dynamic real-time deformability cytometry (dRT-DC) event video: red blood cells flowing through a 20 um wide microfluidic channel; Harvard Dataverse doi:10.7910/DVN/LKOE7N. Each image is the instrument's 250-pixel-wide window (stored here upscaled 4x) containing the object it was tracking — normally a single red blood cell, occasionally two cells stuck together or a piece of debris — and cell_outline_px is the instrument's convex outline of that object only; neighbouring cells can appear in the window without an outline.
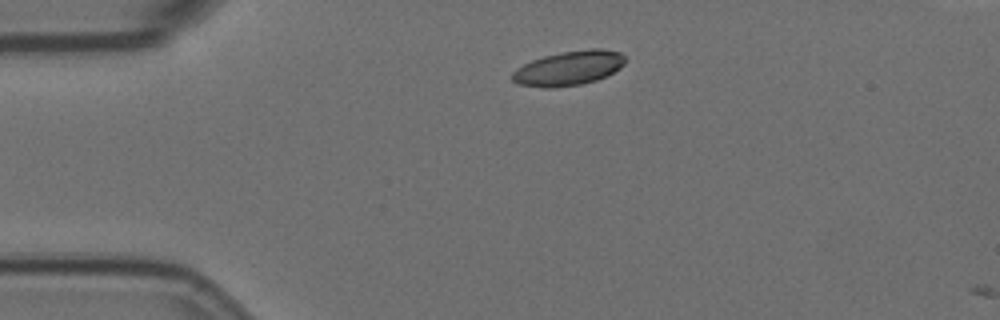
{"species": "Egyptian fruit bat (a non-hibernating species)", "species_latin": "Rousettus aegyptiacus", "temperature_condition": "room temperature", "stored_images_in_passage": 2, "camera_frame_rate_fps": 3000, "um_per_image_px": 0.085, "animal": {"sex": "female"}, "frame": {"image": 1, "passage_image": 1, "time_ms": 0.0, "image_size_px": [1000, 320], "cell_outline_px": [[624, 64], [620, 68], [608, 76], [596, 80], [580, 84], [548, 88], [544, 88], [516, 84], [512, 80], [512, 72], [516, 68], [532, 60], [544, 56], [564, 52], [588, 48], [600, 48], [620, 52], [624, 56]], "centroid_in_image_um": [48.34, 5.8], "position_along_channel_um": 36.7, "area_um2": 22.72}}